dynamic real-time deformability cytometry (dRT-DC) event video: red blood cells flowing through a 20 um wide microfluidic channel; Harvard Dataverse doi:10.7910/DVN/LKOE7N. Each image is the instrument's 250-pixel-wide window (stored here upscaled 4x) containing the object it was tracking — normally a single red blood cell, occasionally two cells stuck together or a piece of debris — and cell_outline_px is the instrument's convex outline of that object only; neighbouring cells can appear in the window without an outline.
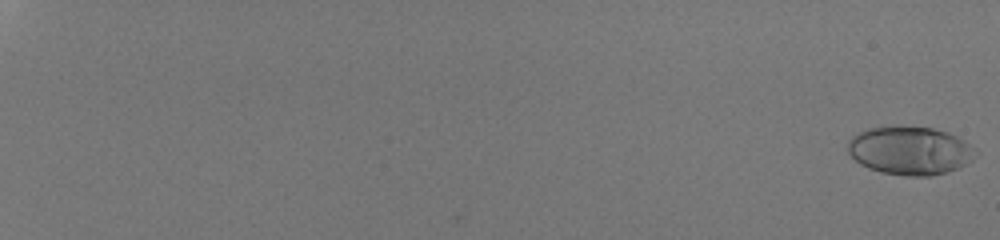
{"species": "human", "species_latin": "Homo sapiens", "temperature_condition": "room temperature", "stored_images_in_passage": 55, "camera_frame_rate_fps": 3000, "um_per_image_px": 0.085, "donor": {"sex": "male"}, "frame": {"image": 1, "passage_image": 1, "time_ms": 0.0, "image_size_px": [1000, 240], "cell_outline_px": [[976, 148], [972, 160], [956, 168], [932, 176], [908, 176], [880, 172], [868, 168], [860, 164], [848, 152], [848, 140], [852, 136], [868, 128], [896, 124], [932, 128], [948, 132], [964, 140]], "centroid_in_image_um": [77.31, 12.77], "position_along_channel_um": 7.7, "area_um2": 36.24}}
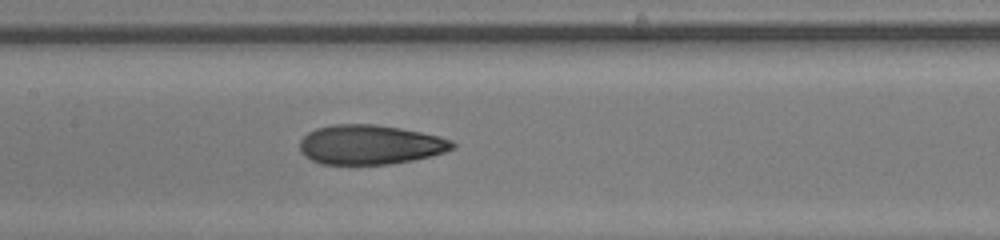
{"frame": {"image": 2, "passage_image": 33, "time_ms": 10.667, "image_size_px": [1000, 240], "cell_outline_px": [[456, 148], [432, 156], [412, 160], [388, 164], [320, 164], [304, 156], [300, 152], [300, 140], [308, 132], [316, 128], [332, 124], [372, 124], [400, 128], [440, 136], [452, 140], [456, 144]], "centroid_in_image_um": [31.46, 12.29], "position_along_channel_um": 175.9, "area_um2": 35.32}}
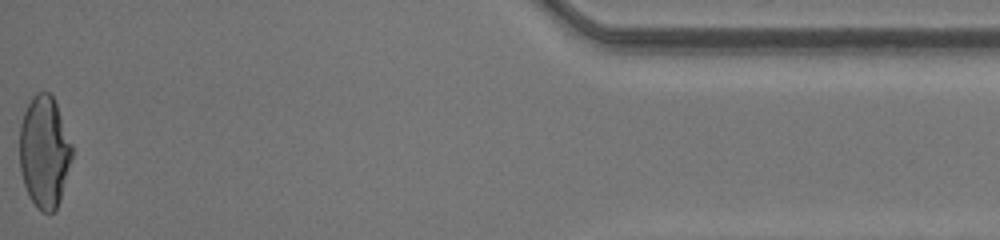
{"frame": {"image": 3, "passage_image": 55, "time_ms": 18.0, "image_size_px": [1000, 240], "cell_outline_px": [[72, 156], [60, 200], [56, 208], [52, 212], [40, 212], [36, 208], [28, 196], [24, 184], [20, 168], [20, 124], [24, 112], [32, 96], [36, 92], [48, 92], [52, 96], [56, 104], [72, 144]], "centroid_in_image_um": [3.76, 12.92], "position_along_channel_um": 431.4, "area_um2": 34.04}, "authors_computed_cell_mechanics": {"area_um2": 34.7378, "velocity_mm_per_s": 4.2845, "shape_relaxation_time_tau1_ms": 8.0568, "shape_relaxation_time_tau2_ms": 1.0701, "deformation_change_tau1": 0.2703, "deformation_change_tau2": 0.0688}}